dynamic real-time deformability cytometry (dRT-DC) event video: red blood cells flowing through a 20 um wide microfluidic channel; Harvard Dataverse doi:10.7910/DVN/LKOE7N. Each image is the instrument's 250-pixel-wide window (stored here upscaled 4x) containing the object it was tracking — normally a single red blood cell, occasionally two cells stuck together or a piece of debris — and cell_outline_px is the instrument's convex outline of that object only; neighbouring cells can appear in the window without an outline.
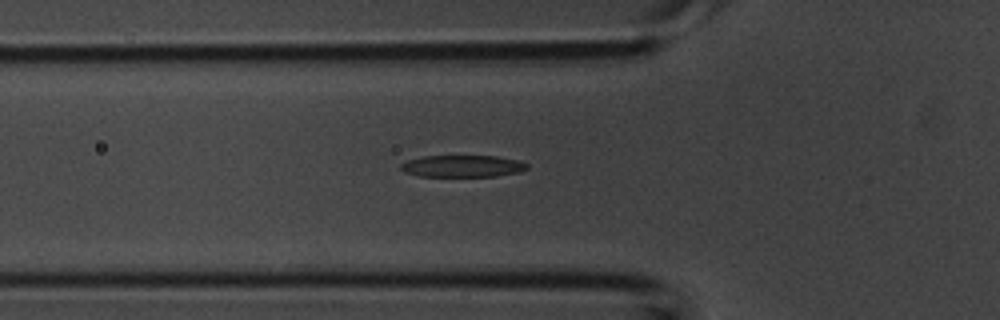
{"species": "common noctule bat (a hibernating species)", "species_latin": "Nyctalus noctula", "temperature_condition": "room temperature", "stored_images_in_passage": 34, "camera_frame_rate_fps": 3000, "um_per_image_px": 0.085, "animal": {"sex": "male", "body_mass_g": 20.1, "forearm_length_mm": 53.5}, "frame": {"image": 1, "passage_image": 8, "time_ms": 2.333, "image_size_px": [1000, 320], "cell_outline_px": [[528, 168], [520, 172], [496, 176], [420, 176], [404, 172], [400, 168], [400, 164], [408, 160], [424, 156], [496, 156], [520, 160], [528, 164]], "centroid_in_image_um": [39.34, 14.12], "position_along_channel_um": 86.5, "area_um2": 16.13}}
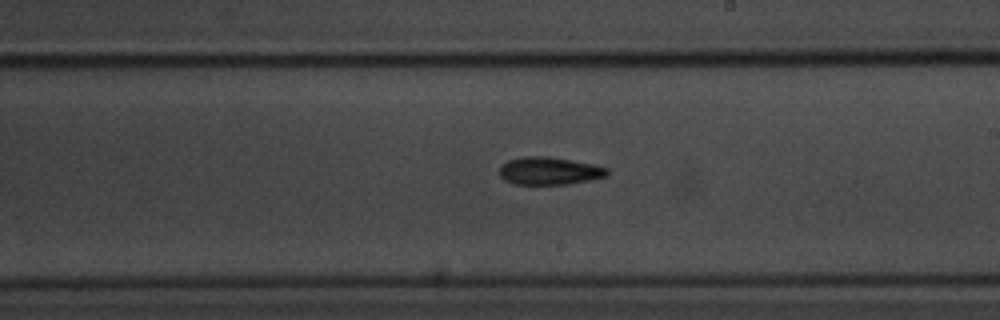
{"frame": {"image": 2, "passage_image": 18, "time_ms": 5.667, "image_size_px": [1000, 320], "cell_outline_px": [[608, 176], [568, 184], [512, 184], [504, 180], [500, 176], [500, 168], [508, 160], [524, 156], [548, 156], [596, 164], [608, 168]], "centroid_in_image_um": [46.71, 14.52], "position_along_channel_um": 242.3, "area_um2": 17.46}}
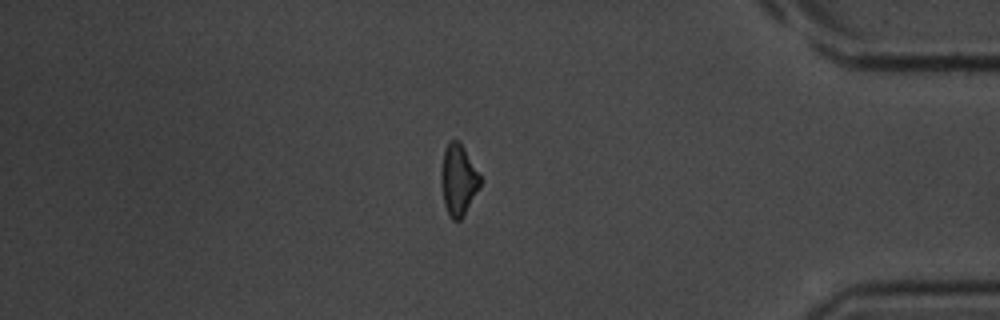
{"frame": {"image": 3, "passage_image": 30, "time_ms": 9.667, "image_size_px": [1000, 320], "cell_outline_px": [[480, 188], [460, 220], [452, 220], [444, 204], [440, 180], [440, 176], [444, 148], [452, 140], [456, 140], [464, 148], [480, 176]], "centroid_in_image_um": [38.94, 15.3], "position_along_channel_um": 396.3, "area_um2": 15.9}}